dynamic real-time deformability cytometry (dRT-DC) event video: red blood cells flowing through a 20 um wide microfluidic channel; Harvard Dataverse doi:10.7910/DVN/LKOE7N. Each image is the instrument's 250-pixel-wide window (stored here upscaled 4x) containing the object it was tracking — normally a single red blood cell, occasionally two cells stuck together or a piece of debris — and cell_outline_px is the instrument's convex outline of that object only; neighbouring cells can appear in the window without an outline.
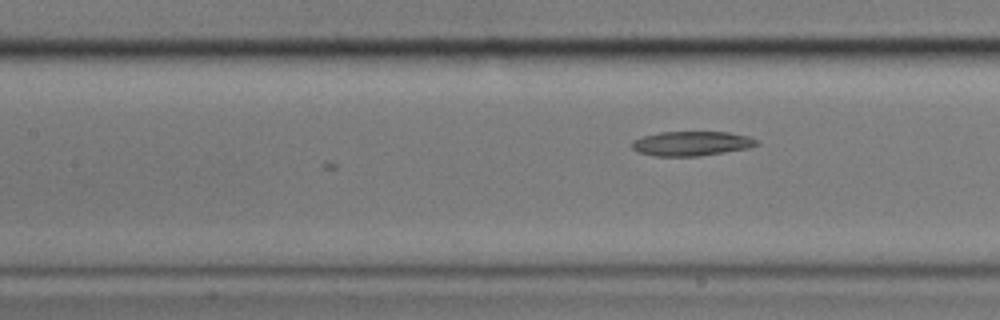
{"species": "common noctule bat (a hibernating species)", "species_latin": "Nyctalus noctula", "temperature_condition": "cold", "stored_images_in_passage": 12, "camera_frame_rate_fps": 3000, "um_per_image_px": 0.085, "animal": {"sex": "male", "body_mass_g": 17.9}, "frame": {"image": 1, "passage_image": 12, "time_ms": 3.667, "image_size_px": [1000, 320], "cell_outline_px": [[760, 144], [748, 148], [700, 156], [652, 156], [640, 152], [632, 148], [632, 140], [644, 136], [660, 132], [728, 132], [748, 136], [756, 140]], "centroid_in_image_um": [58.78, 12.2], "position_along_channel_um": 148.6, "area_um2": 17.74}}